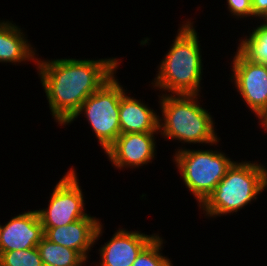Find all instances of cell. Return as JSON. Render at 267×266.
I'll list each match as a JSON object with an SVG mask.
<instances>
[{
  "label": "cell",
  "mask_w": 267,
  "mask_h": 266,
  "mask_svg": "<svg viewBox=\"0 0 267 266\" xmlns=\"http://www.w3.org/2000/svg\"><path fill=\"white\" fill-rule=\"evenodd\" d=\"M35 62L52 116L61 125L77 113L88 96L116 74L119 64L116 58L52 61L36 58Z\"/></svg>",
  "instance_id": "obj_1"
},
{
  "label": "cell",
  "mask_w": 267,
  "mask_h": 266,
  "mask_svg": "<svg viewBox=\"0 0 267 266\" xmlns=\"http://www.w3.org/2000/svg\"><path fill=\"white\" fill-rule=\"evenodd\" d=\"M187 22V23H186ZM184 22L158 67L153 86L173 95H199L202 80V54L193 24ZM186 23V24H185Z\"/></svg>",
  "instance_id": "obj_2"
},
{
  "label": "cell",
  "mask_w": 267,
  "mask_h": 266,
  "mask_svg": "<svg viewBox=\"0 0 267 266\" xmlns=\"http://www.w3.org/2000/svg\"><path fill=\"white\" fill-rule=\"evenodd\" d=\"M159 97L163 116L162 119L159 117V132L162 137L188 144L216 145L219 142L213 118L198 103V95L163 94Z\"/></svg>",
  "instance_id": "obj_3"
},
{
  "label": "cell",
  "mask_w": 267,
  "mask_h": 266,
  "mask_svg": "<svg viewBox=\"0 0 267 266\" xmlns=\"http://www.w3.org/2000/svg\"><path fill=\"white\" fill-rule=\"evenodd\" d=\"M267 189V167L261 163L236 162L227 169L216 188L199 206L209 217L238 212Z\"/></svg>",
  "instance_id": "obj_4"
},
{
  "label": "cell",
  "mask_w": 267,
  "mask_h": 266,
  "mask_svg": "<svg viewBox=\"0 0 267 266\" xmlns=\"http://www.w3.org/2000/svg\"><path fill=\"white\" fill-rule=\"evenodd\" d=\"M174 162L186 188L192 192L199 206L216 188L234 162L217 150L177 149Z\"/></svg>",
  "instance_id": "obj_5"
},
{
  "label": "cell",
  "mask_w": 267,
  "mask_h": 266,
  "mask_svg": "<svg viewBox=\"0 0 267 266\" xmlns=\"http://www.w3.org/2000/svg\"><path fill=\"white\" fill-rule=\"evenodd\" d=\"M125 91L114 75L99 90L85 99L66 125L73 122L80 114H84L105 152L121 134L119 105Z\"/></svg>",
  "instance_id": "obj_6"
},
{
  "label": "cell",
  "mask_w": 267,
  "mask_h": 266,
  "mask_svg": "<svg viewBox=\"0 0 267 266\" xmlns=\"http://www.w3.org/2000/svg\"><path fill=\"white\" fill-rule=\"evenodd\" d=\"M75 169L54 186L46 209L36 210L43 227H60L85 218L84 199Z\"/></svg>",
  "instance_id": "obj_7"
},
{
  "label": "cell",
  "mask_w": 267,
  "mask_h": 266,
  "mask_svg": "<svg viewBox=\"0 0 267 266\" xmlns=\"http://www.w3.org/2000/svg\"><path fill=\"white\" fill-rule=\"evenodd\" d=\"M233 58L230 79L259 120L267 111V65L249 61L238 50Z\"/></svg>",
  "instance_id": "obj_8"
},
{
  "label": "cell",
  "mask_w": 267,
  "mask_h": 266,
  "mask_svg": "<svg viewBox=\"0 0 267 266\" xmlns=\"http://www.w3.org/2000/svg\"><path fill=\"white\" fill-rule=\"evenodd\" d=\"M160 132L120 134L105 151L109 160L118 169L137 168L150 163L155 156V136Z\"/></svg>",
  "instance_id": "obj_9"
},
{
  "label": "cell",
  "mask_w": 267,
  "mask_h": 266,
  "mask_svg": "<svg viewBox=\"0 0 267 266\" xmlns=\"http://www.w3.org/2000/svg\"><path fill=\"white\" fill-rule=\"evenodd\" d=\"M102 223L87 215L60 227H43L44 237L50 242L76 250L86 261L88 252L102 236Z\"/></svg>",
  "instance_id": "obj_10"
},
{
  "label": "cell",
  "mask_w": 267,
  "mask_h": 266,
  "mask_svg": "<svg viewBox=\"0 0 267 266\" xmlns=\"http://www.w3.org/2000/svg\"><path fill=\"white\" fill-rule=\"evenodd\" d=\"M43 237V226L36 210L19 214L1 226L0 252L35 248Z\"/></svg>",
  "instance_id": "obj_11"
},
{
  "label": "cell",
  "mask_w": 267,
  "mask_h": 266,
  "mask_svg": "<svg viewBox=\"0 0 267 266\" xmlns=\"http://www.w3.org/2000/svg\"><path fill=\"white\" fill-rule=\"evenodd\" d=\"M156 236L119 228L99 252L100 266H132L142 249Z\"/></svg>",
  "instance_id": "obj_12"
},
{
  "label": "cell",
  "mask_w": 267,
  "mask_h": 266,
  "mask_svg": "<svg viewBox=\"0 0 267 266\" xmlns=\"http://www.w3.org/2000/svg\"><path fill=\"white\" fill-rule=\"evenodd\" d=\"M126 94L121 96L119 105L121 134L159 132L160 116L141 100H136Z\"/></svg>",
  "instance_id": "obj_13"
},
{
  "label": "cell",
  "mask_w": 267,
  "mask_h": 266,
  "mask_svg": "<svg viewBox=\"0 0 267 266\" xmlns=\"http://www.w3.org/2000/svg\"><path fill=\"white\" fill-rule=\"evenodd\" d=\"M20 28L9 21H0V62L19 63L35 60V48Z\"/></svg>",
  "instance_id": "obj_14"
},
{
  "label": "cell",
  "mask_w": 267,
  "mask_h": 266,
  "mask_svg": "<svg viewBox=\"0 0 267 266\" xmlns=\"http://www.w3.org/2000/svg\"><path fill=\"white\" fill-rule=\"evenodd\" d=\"M37 248L44 266H82L85 259L76 251L50 242L43 237Z\"/></svg>",
  "instance_id": "obj_15"
},
{
  "label": "cell",
  "mask_w": 267,
  "mask_h": 266,
  "mask_svg": "<svg viewBox=\"0 0 267 266\" xmlns=\"http://www.w3.org/2000/svg\"><path fill=\"white\" fill-rule=\"evenodd\" d=\"M237 50L249 61L267 65V21L259 25L246 39H241Z\"/></svg>",
  "instance_id": "obj_16"
},
{
  "label": "cell",
  "mask_w": 267,
  "mask_h": 266,
  "mask_svg": "<svg viewBox=\"0 0 267 266\" xmlns=\"http://www.w3.org/2000/svg\"><path fill=\"white\" fill-rule=\"evenodd\" d=\"M163 240L158 234L142 249L132 266H173L170 259L160 253Z\"/></svg>",
  "instance_id": "obj_17"
},
{
  "label": "cell",
  "mask_w": 267,
  "mask_h": 266,
  "mask_svg": "<svg viewBox=\"0 0 267 266\" xmlns=\"http://www.w3.org/2000/svg\"><path fill=\"white\" fill-rule=\"evenodd\" d=\"M0 266H44L37 247L0 252Z\"/></svg>",
  "instance_id": "obj_18"
},
{
  "label": "cell",
  "mask_w": 267,
  "mask_h": 266,
  "mask_svg": "<svg viewBox=\"0 0 267 266\" xmlns=\"http://www.w3.org/2000/svg\"><path fill=\"white\" fill-rule=\"evenodd\" d=\"M228 9L236 17H253L252 0H227Z\"/></svg>",
  "instance_id": "obj_19"
},
{
  "label": "cell",
  "mask_w": 267,
  "mask_h": 266,
  "mask_svg": "<svg viewBox=\"0 0 267 266\" xmlns=\"http://www.w3.org/2000/svg\"><path fill=\"white\" fill-rule=\"evenodd\" d=\"M253 17L267 21V0H252Z\"/></svg>",
  "instance_id": "obj_20"
},
{
  "label": "cell",
  "mask_w": 267,
  "mask_h": 266,
  "mask_svg": "<svg viewBox=\"0 0 267 266\" xmlns=\"http://www.w3.org/2000/svg\"><path fill=\"white\" fill-rule=\"evenodd\" d=\"M261 122V125H267V111L264 113V115L259 119Z\"/></svg>",
  "instance_id": "obj_21"
},
{
  "label": "cell",
  "mask_w": 267,
  "mask_h": 266,
  "mask_svg": "<svg viewBox=\"0 0 267 266\" xmlns=\"http://www.w3.org/2000/svg\"><path fill=\"white\" fill-rule=\"evenodd\" d=\"M264 127V130L267 131V125H262Z\"/></svg>",
  "instance_id": "obj_22"
},
{
  "label": "cell",
  "mask_w": 267,
  "mask_h": 266,
  "mask_svg": "<svg viewBox=\"0 0 267 266\" xmlns=\"http://www.w3.org/2000/svg\"><path fill=\"white\" fill-rule=\"evenodd\" d=\"M1 226H2V225H0V242H1Z\"/></svg>",
  "instance_id": "obj_23"
}]
</instances>
